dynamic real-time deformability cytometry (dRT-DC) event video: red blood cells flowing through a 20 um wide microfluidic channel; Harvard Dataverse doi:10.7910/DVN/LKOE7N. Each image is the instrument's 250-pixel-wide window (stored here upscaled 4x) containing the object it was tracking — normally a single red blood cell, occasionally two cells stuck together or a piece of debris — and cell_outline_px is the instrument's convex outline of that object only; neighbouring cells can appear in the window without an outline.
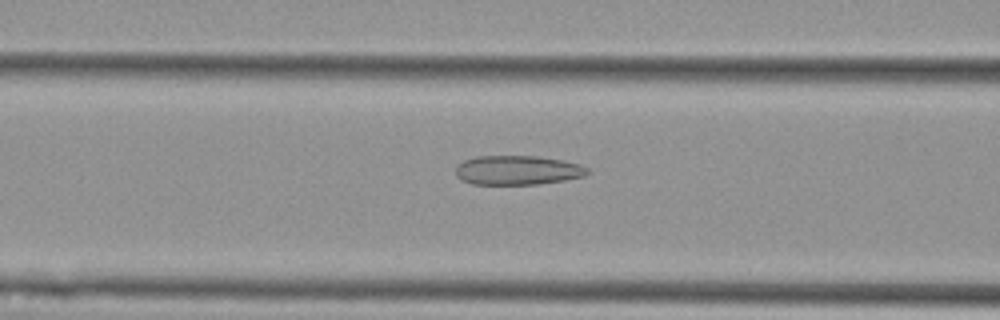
{"species": "Egyptian fruit bat (a non-hibernating species)", "species_latin": "Rousettus aegyptiacus", "temperature_condition": "cold", "stored_images_in_passage": 57, "camera_frame_rate_fps": 3000, "um_per_image_px": 0.085, "animal": {"sex": "female"}, "frame": {"image": 1, "passage_image": 23, "time_ms": 7.333, "image_size_px": [1000, 320], "cell_outline_px": [[592, 172], [584, 176], [564, 180], [536, 184], [472, 184], [460, 180], [456, 176], [456, 164], [464, 160], [476, 156], [540, 156], [564, 160], [580, 164], [588, 168]], "centroid_in_image_um": [43.99, 14.46], "position_along_channel_um": 122.6, "area_um2": 22.77}}
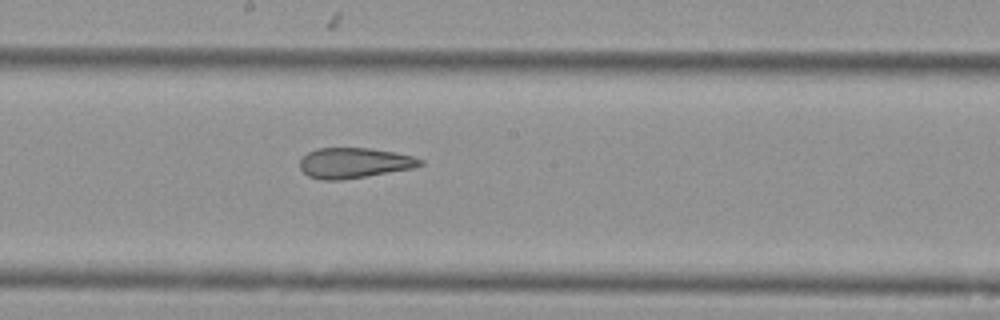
{"frame": {"image": 2, "passage_image": 31, "time_ms": 10.0, "image_size_px": [1000, 320], "cell_outline_px": [[424, 164], [412, 168], [340, 180], [320, 180], [308, 176], [300, 168], [300, 160], [308, 152], [316, 148], [372, 148], [412, 156], [424, 160]], "centroid_in_image_um": [30.08, 13.84], "position_along_channel_um": 218.1, "area_um2": 21.1}}
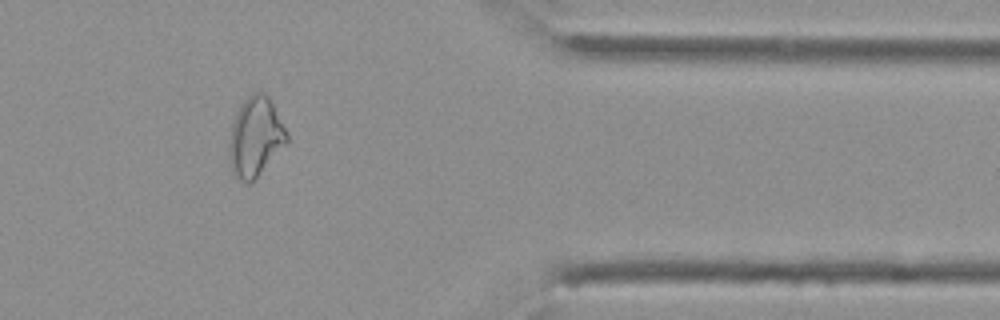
{"frame": {"image": 3, "passage_image": 47, "time_ms": 15.333, "image_size_px": [1000, 320], "cell_outline_px": [[288, 140], [256, 176], [248, 184], [240, 180], [232, 172], [228, 156], [228, 140], [232, 124], [236, 112], [240, 104], [252, 92], [264, 92], [268, 96], [288, 132]], "centroid_in_image_um": [21.67, 11.6], "position_along_channel_um": 389.7, "area_um2": 26.36}, "authors_computed_cell_mechanics": {"area_um2": 26.3568, "velocity_mm_per_s": 3.5914, "shape_relaxation_time_tau1_ms": null, "shape_relaxation_time_tau2_ms": 2.3156, "deformation_change_tau1": null, "deformation_change_tau2": 0.1153}}